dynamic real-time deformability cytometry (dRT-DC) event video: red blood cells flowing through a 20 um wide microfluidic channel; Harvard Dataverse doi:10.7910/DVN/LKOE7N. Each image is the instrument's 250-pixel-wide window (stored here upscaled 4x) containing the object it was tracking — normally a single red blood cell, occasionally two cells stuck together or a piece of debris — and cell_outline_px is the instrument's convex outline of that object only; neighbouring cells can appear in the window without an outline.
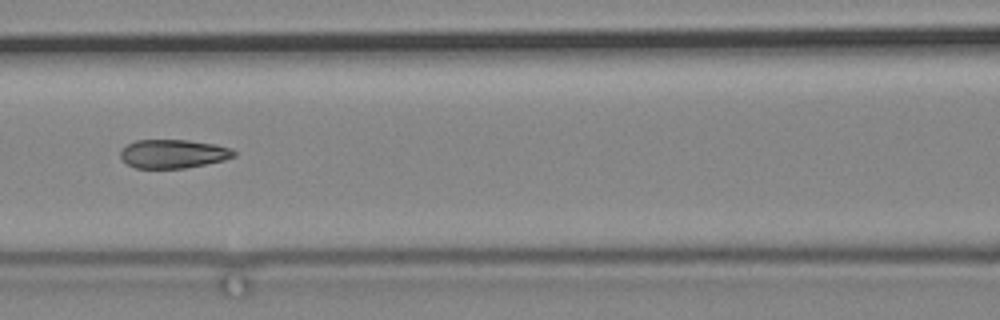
{"species": "common noctule bat (a hibernating species)", "species_latin": "Nyctalus noctula", "temperature_condition": "cold", "stored_images_in_passage": 8, "camera_frame_rate_fps": 3000, "um_per_image_px": 0.085, "animal": {"sex": "male", "body_mass_g": 19.2, "forearm_length_mm": 51.8}, "frame": {"image": 1, "passage_image": 5, "time_ms": 5.667, "image_size_px": [1000, 320], "cell_outline_px": [[236, 156], [224, 160], [184, 168], [136, 168], [128, 164], [120, 156], [120, 148], [136, 140], [188, 140], [216, 144], [232, 148], [236, 152]], "centroid_in_image_um": [14.73, 13.06], "position_along_channel_um": 151.9, "area_um2": 19.02}}
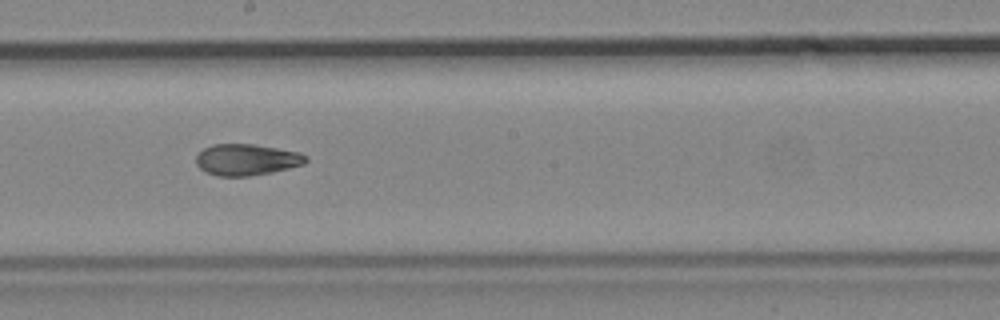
{"frame": {"image": 2, "passage_image": 7, "time_ms": 8.0, "image_size_px": [1000, 320], "cell_outline_px": [[308, 160], [304, 164], [272, 172], [248, 176], [216, 176], [200, 168], [196, 164], [196, 156], [204, 148], [212, 144], [256, 144], [300, 152], [308, 156]], "centroid_in_image_um": [20.98, 13.56], "position_along_channel_um": 227.2, "area_um2": 20.11}}
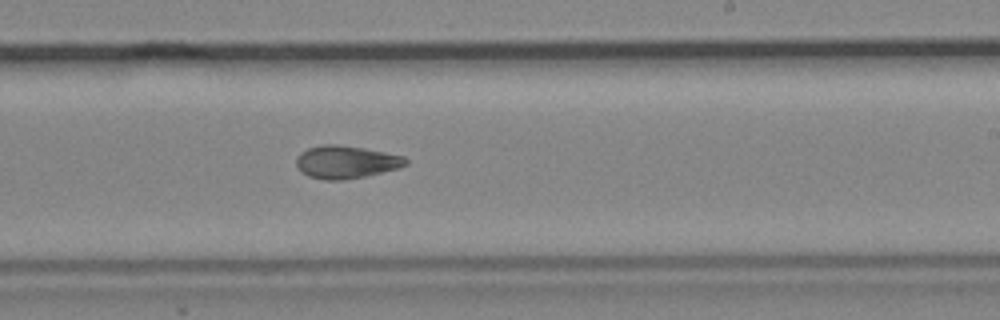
{"frame": {"image": 3, "passage_image": 8, "time_ms": 9.0, "image_size_px": [1000, 320], "cell_outline_px": [[408, 164], [400, 168], [364, 176], [340, 180], [324, 180], [308, 176], [300, 172], [296, 164], [296, 156], [300, 152], [308, 148], [320, 144], [336, 144], [364, 148], [404, 156], [408, 160]], "centroid_in_image_um": [29.38, 13.76], "position_along_channel_um": 259.6, "area_um2": 21.04}}